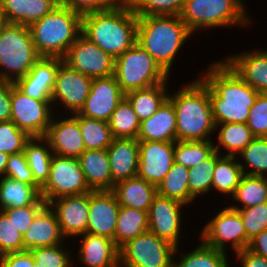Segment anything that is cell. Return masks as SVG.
<instances>
[{
	"instance_id": "43",
	"label": "cell",
	"mask_w": 267,
	"mask_h": 267,
	"mask_svg": "<svg viewBox=\"0 0 267 267\" xmlns=\"http://www.w3.org/2000/svg\"><path fill=\"white\" fill-rule=\"evenodd\" d=\"M221 155L222 154L215 151L209 158L202 161L197 166L189 168L188 187L190 196L194 200H197L200 196H204V194L206 195L212 192L213 172L216 161Z\"/></svg>"
},
{
	"instance_id": "3",
	"label": "cell",
	"mask_w": 267,
	"mask_h": 267,
	"mask_svg": "<svg viewBox=\"0 0 267 267\" xmlns=\"http://www.w3.org/2000/svg\"><path fill=\"white\" fill-rule=\"evenodd\" d=\"M176 113V141L213 140L215 123L212 116L208 85L198 76L170 94Z\"/></svg>"
},
{
	"instance_id": "38",
	"label": "cell",
	"mask_w": 267,
	"mask_h": 267,
	"mask_svg": "<svg viewBox=\"0 0 267 267\" xmlns=\"http://www.w3.org/2000/svg\"><path fill=\"white\" fill-rule=\"evenodd\" d=\"M227 253L200 241L194 250L181 253L182 257L174 260V267H230Z\"/></svg>"
},
{
	"instance_id": "44",
	"label": "cell",
	"mask_w": 267,
	"mask_h": 267,
	"mask_svg": "<svg viewBox=\"0 0 267 267\" xmlns=\"http://www.w3.org/2000/svg\"><path fill=\"white\" fill-rule=\"evenodd\" d=\"M128 2L137 16H180L185 0H129Z\"/></svg>"
},
{
	"instance_id": "59",
	"label": "cell",
	"mask_w": 267,
	"mask_h": 267,
	"mask_svg": "<svg viewBox=\"0 0 267 267\" xmlns=\"http://www.w3.org/2000/svg\"><path fill=\"white\" fill-rule=\"evenodd\" d=\"M32 267H39V264L35 262Z\"/></svg>"
},
{
	"instance_id": "10",
	"label": "cell",
	"mask_w": 267,
	"mask_h": 267,
	"mask_svg": "<svg viewBox=\"0 0 267 267\" xmlns=\"http://www.w3.org/2000/svg\"><path fill=\"white\" fill-rule=\"evenodd\" d=\"M91 191L78 158L53 154L48 181L40 190L41 197L47 204L54 199Z\"/></svg>"
},
{
	"instance_id": "27",
	"label": "cell",
	"mask_w": 267,
	"mask_h": 267,
	"mask_svg": "<svg viewBox=\"0 0 267 267\" xmlns=\"http://www.w3.org/2000/svg\"><path fill=\"white\" fill-rule=\"evenodd\" d=\"M7 23L30 26L57 5L58 0H0Z\"/></svg>"
},
{
	"instance_id": "45",
	"label": "cell",
	"mask_w": 267,
	"mask_h": 267,
	"mask_svg": "<svg viewBox=\"0 0 267 267\" xmlns=\"http://www.w3.org/2000/svg\"><path fill=\"white\" fill-rule=\"evenodd\" d=\"M64 243L30 250L39 267H73L72 250ZM68 249V250H67Z\"/></svg>"
},
{
	"instance_id": "14",
	"label": "cell",
	"mask_w": 267,
	"mask_h": 267,
	"mask_svg": "<svg viewBox=\"0 0 267 267\" xmlns=\"http://www.w3.org/2000/svg\"><path fill=\"white\" fill-rule=\"evenodd\" d=\"M91 84L92 78L71 69L63 62L57 70L52 92L53 109L56 105L65 108L63 110L69 112H64V116L78 113L90 93Z\"/></svg>"
},
{
	"instance_id": "54",
	"label": "cell",
	"mask_w": 267,
	"mask_h": 267,
	"mask_svg": "<svg viewBox=\"0 0 267 267\" xmlns=\"http://www.w3.org/2000/svg\"><path fill=\"white\" fill-rule=\"evenodd\" d=\"M12 83L0 80V122L11 121Z\"/></svg>"
},
{
	"instance_id": "4",
	"label": "cell",
	"mask_w": 267,
	"mask_h": 267,
	"mask_svg": "<svg viewBox=\"0 0 267 267\" xmlns=\"http://www.w3.org/2000/svg\"><path fill=\"white\" fill-rule=\"evenodd\" d=\"M192 34L177 15L137 16V43L169 77L176 56Z\"/></svg>"
},
{
	"instance_id": "36",
	"label": "cell",
	"mask_w": 267,
	"mask_h": 267,
	"mask_svg": "<svg viewBox=\"0 0 267 267\" xmlns=\"http://www.w3.org/2000/svg\"><path fill=\"white\" fill-rule=\"evenodd\" d=\"M188 174L189 168L174 162L164 179L156 187L157 194L186 206L190 205L194 199L189 192Z\"/></svg>"
},
{
	"instance_id": "2",
	"label": "cell",
	"mask_w": 267,
	"mask_h": 267,
	"mask_svg": "<svg viewBox=\"0 0 267 267\" xmlns=\"http://www.w3.org/2000/svg\"><path fill=\"white\" fill-rule=\"evenodd\" d=\"M82 34L113 58L137 42V15L129 2L82 17Z\"/></svg>"
},
{
	"instance_id": "58",
	"label": "cell",
	"mask_w": 267,
	"mask_h": 267,
	"mask_svg": "<svg viewBox=\"0 0 267 267\" xmlns=\"http://www.w3.org/2000/svg\"><path fill=\"white\" fill-rule=\"evenodd\" d=\"M6 24H7V21H6V18L4 16L3 10L1 9V5H0V35Z\"/></svg>"
},
{
	"instance_id": "23",
	"label": "cell",
	"mask_w": 267,
	"mask_h": 267,
	"mask_svg": "<svg viewBox=\"0 0 267 267\" xmlns=\"http://www.w3.org/2000/svg\"><path fill=\"white\" fill-rule=\"evenodd\" d=\"M77 258L87 267H120L119 248L114 240L89 233L79 235Z\"/></svg>"
},
{
	"instance_id": "11",
	"label": "cell",
	"mask_w": 267,
	"mask_h": 267,
	"mask_svg": "<svg viewBox=\"0 0 267 267\" xmlns=\"http://www.w3.org/2000/svg\"><path fill=\"white\" fill-rule=\"evenodd\" d=\"M202 241L217 250L227 252L231 247L237 253L248 247L249 239L239 213L229 206L224 207L212 219L206 222L199 234Z\"/></svg>"
},
{
	"instance_id": "30",
	"label": "cell",
	"mask_w": 267,
	"mask_h": 267,
	"mask_svg": "<svg viewBox=\"0 0 267 267\" xmlns=\"http://www.w3.org/2000/svg\"><path fill=\"white\" fill-rule=\"evenodd\" d=\"M40 186L28 185L8 176L0 178V210L31 204H47L41 197Z\"/></svg>"
},
{
	"instance_id": "35",
	"label": "cell",
	"mask_w": 267,
	"mask_h": 267,
	"mask_svg": "<svg viewBox=\"0 0 267 267\" xmlns=\"http://www.w3.org/2000/svg\"><path fill=\"white\" fill-rule=\"evenodd\" d=\"M148 231L147 212L120 206L114 242L120 249L128 241Z\"/></svg>"
},
{
	"instance_id": "7",
	"label": "cell",
	"mask_w": 267,
	"mask_h": 267,
	"mask_svg": "<svg viewBox=\"0 0 267 267\" xmlns=\"http://www.w3.org/2000/svg\"><path fill=\"white\" fill-rule=\"evenodd\" d=\"M41 58L28 26L7 23L0 35V80L15 82Z\"/></svg>"
},
{
	"instance_id": "18",
	"label": "cell",
	"mask_w": 267,
	"mask_h": 267,
	"mask_svg": "<svg viewBox=\"0 0 267 267\" xmlns=\"http://www.w3.org/2000/svg\"><path fill=\"white\" fill-rule=\"evenodd\" d=\"M55 112L44 138L49 142L53 154L78 158L84 151L83 137L78 125V113L57 120ZM61 118V119H60Z\"/></svg>"
},
{
	"instance_id": "21",
	"label": "cell",
	"mask_w": 267,
	"mask_h": 267,
	"mask_svg": "<svg viewBox=\"0 0 267 267\" xmlns=\"http://www.w3.org/2000/svg\"><path fill=\"white\" fill-rule=\"evenodd\" d=\"M62 63V58L41 57L14 85L28 97L39 101H52L57 70Z\"/></svg>"
},
{
	"instance_id": "1",
	"label": "cell",
	"mask_w": 267,
	"mask_h": 267,
	"mask_svg": "<svg viewBox=\"0 0 267 267\" xmlns=\"http://www.w3.org/2000/svg\"><path fill=\"white\" fill-rule=\"evenodd\" d=\"M199 76L208 85L215 124L247 123L258 92L223 60L213 61Z\"/></svg>"
},
{
	"instance_id": "50",
	"label": "cell",
	"mask_w": 267,
	"mask_h": 267,
	"mask_svg": "<svg viewBox=\"0 0 267 267\" xmlns=\"http://www.w3.org/2000/svg\"><path fill=\"white\" fill-rule=\"evenodd\" d=\"M120 0H58V5L84 16L114 8Z\"/></svg>"
},
{
	"instance_id": "31",
	"label": "cell",
	"mask_w": 267,
	"mask_h": 267,
	"mask_svg": "<svg viewBox=\"0 0 267 267\" xmlns=\"http://www.w3.org/2000/svg\"><path fill=\"white\" fill-rule=\"evenodd\" d=\"M168 80L148 88L130 91L125 98L132 105L140 122L150 118L168 98Z\"/></svg>"
},
{
	"instance_id": "39",
	"label": "cell",
	"mask_w": 267,
	"mask_h": 267,
	"mask_svg": "<svg viewBox=\"0 0 267 267\" xmlns=\"http://www.w3.org/2000/svg\"><path fill=\"white\" fill-rule=\"evenodd\" d=\"M85 150L107 149L115 139L108 122L78 114Z\"/></svg>"
},
{
	"instance_id": "51",
	"label": "cell",
	"mask_w": 267,
	"mask_h": 267,
	"mask_svg": "<svg viewBox=\"0 0 267 267\" xmlns=\"http://www.w3.org/2000/svg\"><path fill=\"white\" fill-rule=\"evenodd\" d=\"M47 204H31L24 207L18 208H5L2 211L12 220L16 229L19 233L24 235L29 229V226L35 219L36 215L46 206Z\"/></svg>"
},
{
	"instance_id": "49",
	"label": "cell",
	"mask_w": 267,
	"mask_h": 267,
	"mask_svg": "<svg viewBox=\"0 0 267 267\" xmlns=\"http://www.w3.org/2000/svg\"><path fill=\"white\" fill-rule=\"evenodd\" d=\"M247 126L255 137H267V94L259 93L247 120Z\"/></svg>"
},
{
	"instance_id": "28",
	"label": "cell",
	"mask_w": 267,
	"mask_h": 267,
	"mask_svg": "<svg viewBox=\"0 0 267 267\" xmlns=\"http://www.w3.org/2000/svg\"><path fill=\"white\" fill-rule=\"evenodd\" d=\"M78 160L92 191L112 190V174L107 149L85 150Z\"/></svg>"
},
{
	"instance_id": "42",
	"label": "cell",
	"mask_w": 267,
	"mask_h": 267,
	"mask_svg": "<svg viewBox=\"0 0 267 267\" xmlns=\"http://www.w3.org/2000/svg\"><path fill=\"white\" fill-rule=\"evenodd\" d=\"M214 143L212 140L175 141L174 162L193 168L215 152Z\"/></svg>"
},
{
	"instance_id": "12",
	"label": "cell",
	"mask_w": 267,
	"mask_h": 267,
	"mask_svg": "<svg viewBox=\"0 0 267 267\" xmlns=\"http://www.w3.org/2000/svg\"><path fill=\"white\" fill-rule=\"evenodd\" d=\"M11 121L30 137H44L54 110L52 101H39L23 94L12 83Z\"/></svg>"
},
{
	"instance_id": "46",
	"label": "cell",
	"mask_w": 267,
	"mask_h": 267,
	"mask_svg": "<svg viewBox=\"0 0 267 267\" xmlns=\"http://www.w3.org/2000/svg\"><path fill=\"white\" fill-rule=\"evenodd\" d=\"M31 138L12 121L0 122V152L9 155L21 153Z\"/></svg>"
},
{
	"instance_id": "33",
	"label": "cell",
	"mask_w": 267,
	"mask_h": 267,
	"mask_svg": "<svg viewBox=\"0 0 267 267\" xmlns=\"http://www.w3.org/2000/svg\"><path fill=\"white\" fill-rule=\"evenodd\" d=\"M23 152L34 181L42 188L48 181L53 157L49 142L44 137H32Z\"/></svg>"
},
{
	"instance_id": "47",
	"label": "cell",
	"mask_w": 267,
	"mask_h": 267,
	"mask_svg": "<svg viewBox=\"0 0 267 267\" xmlns=\"http://www.w3.org/2000/svg\"><path fill=\"white\" fill-rule=\"evenodd\" d=\"M25 250L23 235L16 229L12 220L0 210V256Z\"/></svg>"
},
{
	"instance_id": "40",
	"label": "cell",
	"mask_w": 267,
	"mask_h": 267,
	"mask_svg": "<svg viewBox=\"0 0 267 267\" xmlns=\"http://www.w3.org/2000/svg\"><path fill=\"white\" fill-rule=\"evenodd\" d=\"M114 138L137 139L140 130V120L129 101L124 98L108 121Z\"/></svg>"
},
{
	"instance_id": "52",
	"label": "cell",
	"mask_w": 267,
	"mask_h": 267,
	"mask_svg": "<svg viewBox=\"0 0 267 267\" xmlns=\"http://www.w3.org/2000/svg\"><path fill=\"white\" fill-rule=\"evenodd\" d=\"M5 176L24 182L28 185L39 186L28 166L24 152L9 155Z\"/></svg>"
},
{
	"instance_id": "53",
	"label": "cell",
	"mask_w": 267,
	"mask_h": 267,
	"mask_svg": "<svg viewBox=\"0 0 267 267\" xmlns=\"http://www.w3.org/2000/svg\"><path fill=\"white\" fill-rule=\"evenodd\" d=\"M34 263V257L28 250L0 256V267H32Z\"/></svg>"
},
{
	"instance_id": "41",
	"label": "cell",
	"mask_w": 267,
	"mask_h": 267,
	"mask_svg": "<svg viewBox=\"0 0 267 267\" xmlns=\"http://www.w3.org/2000/svg\"><path fill=\"white\" fill-rule=\"evenodd\" d=\"M239 156L245 175L267 177V137H255Z\"/></svg>"
},
{
	"instance_id": "22",
	"label": "cell",
	"mask_w": 267,
	"mask_h": 267,
	"mask_svg": "<svg viewBox=\"0 0 267 267\" xmlns=\"http://www.w3.org/2000/svg\"><path fill=\"white\" fill-rule=\"evenodd\" d=\"M223 60L258 93L267 94V50L231 54Z\"/></svg>"
},
{
	"instance_id": "32",
	"label": "cell",
	"mask_w": 267,
	"mask_h": 267,
	"mask_svg": "<svg viewBox=\"0 0 267 267\" xmlns=\"http://www.w3.org/2000/svg\"><path fill=\"white\" fill-rule=\"evenodd\" d=\"M216 131H218V144H214L215 151L221 154V149L227 150L228 153L222 154L225 156L237 157L255 138L246 123L215 124Z\"/></svg>"
},
{
	"instance_id": "16",
	"label": "cell",
	"mask_w": 267,
	"mask_h": 267,
	"mask_svg": "<svg viewBox=\"0 0 267 267\" xmlns=\"http://www.w3.org/2000/svg\"><path fill=\"white\" fill-rule=\"evenodd\" d=\"M125 98L114 75L92 79L90 93L79 115L108 122L117 105Z\"/></svg>"
},
{
	"instance_id": "57",
	"label": "cell",
	"mask_w": 267,
	"mask_h": 267,
	"mask_svg": "<svg viewBox=\"0 0 267 267\" xmlns=\"http://www.w3.org/2000/svg\"><path fill=\"white\" fill-rule=\"evenodd\" d=\"M9 154L0 152V178L5 176Z\"/></svg>"
},
{
	"instance_id": "6",
	"label": "cell",
	"mask_w": 267,
	"mask_h": 267,
	"mask_svg": "<svg viewBox=\"0 0 267 267\" xmlns=\"http://www.w3.org/2000/svg\"><path fill=\"white\" fill-rule=\"evenodd\" d=\"M243 1L185 0L180 17L193 34L210 28H247L253 19L248 15Z\"/></svg>"
},
{
	"instance_id": "55",
	"label": "cell",
	"mask_w": 267,
	"mask_h": 267,
	"mask_svg": "<svg viewBox=\"0 0 267 267\" xmlns=\"http://www.w3.org/2000/svg\"><path fill=\"white\" fill-rule=\"evenodd\" d=\"M241 267H267V259L257 255L247 248L235 253Z\"/></svg>"
},
{
	"instance_id": "26",
	"label": "cell",
	"mask_w": 267,
	"mask_h": 267,
	"mask_svg": "<svg viewBox=\"0 0 267 267\" xmlns=\"http://www.w3.org/2000/svg\"><path fill=\"white\" fill-rule=\"evenodd\" d=\"M176 113L172 102L167 98L150 118L140 122L138 141H176Z\"/></svg>"
},
{
	"instance_id": "17",
	"label": "cell",
	"mask_w": 267,
	"mask_h": 267,
	"mask_svg": "<svg viewBox=\"0 0 267 267\" xmlns=\"http://www.w3.org/2000/svg\"><path fill=\"white\" fill-rule=\"evenodd\" d=\"M175 142L139 141L137 176L158 186L174 163Z\"/></svg>"
},
{
	"instance_id": "9",
	"label": "cell",
	"mask_w": 267,
	"mask_h": 267,
	"mask_svg": "<svg viewBox=\"0 0 267 267\" xmlns=\"http://www.w3.org/2000/svg\"><path fill=\"white\" fill-rule=\"evenodd\" d=\"M179 250L169 241L147 231L119 249L120 267H174V257Z\"/></svg>"
},
{
	"instance_id": "34",
	"label": "cell",
	"mask_w": 267,
	"mask_h": 267,
	"mask_svg": "<svg viewBox=\"0 0 267 267\" xmlns=\"http://www.w3.org/2000/svg\"><path fill=\"white\" fill-rule=\"evenodd\" d=\"M238 160L234 156L221 155L216 161L212 179V191L215 189L223 196L225 194L226 199L234 195L244 175L239 164L240 160Z\"/></svg>"
},
{
	"instance_id": "20",
	"label": "cell",
	"mask_w": 267,
	"mask_h": 267,
	"mask_svg": "<svg viewBox=\"0 0 267 267\" xmlns=\"http://www.w3.org/2000/svg\"><path fill=\"white\" fill-rule=\"evenodd\" d=\"M120 204L112 190L89 192L87 233L114 240Z\"/></svg>"
},
{
	"instance_id": "13",
	"label": "cell",
	"mask_w": 267,
	"mask_h": 267,
	"mask_svg": "<svg viewBox=\"0 0 267 267\" xmlns=\"http://www.w3.org/2000/svg\"><path fill=\"white\" fill-rule=\"evenodd\" d=\"M71 69L90 78L114 75L115 58L81 34L62 58Z\"/></svg>"
},
{
	"instance_id": "19",
	"label": "cell",
	"mask_w": 267,
	"mask_h": 267,
	"mask_svg": "<svg viewBox=\"0 0 267 267\" xmlns=\"http://www.w3.org/2000/svg\"><path fill=\"white\" fill-rule=\"evenodd\" d=\"M48 205L55 212L61 233L66 240H74L87 232L89 193L54 199Z\"/></svg>"
},
{
	"instance_id": "5",
	"label": "cell",
	"mask_w": 267,
	"mask_h": 267,
	"mask_svg": "<svg viewBox=\"0 0 267 267\" xmlns=\"http://www.w3.org/2000/svg\"><path fill=\"white\" fill-rule=\"evenodd\" d=\"M32 41L41 57L63 58L82 34V16L57 5L29 26Z\"/></svg>"
},
{
	"instance_id": "15",
	"label": "cell",
	"mask_w": 267,
	"mask_h": 267,
	"mask_svg": "<svg viewBox=\"0 0 267 267\" xmlns=\"http://www.w3.org/2000/svg\"><path fill=\"white\" fill-rule=\"evenodd\" d=\"M186 205L160 195L153 198L147 212L148 231L179 247L182 238V212ZM182 222V223H181Z\"/></svg>"
},
{
	"instance_id": "56",
	"label": "cell",
	"mask_w": 267,
	"mask_h": 267,
	"mask_svg": "<svg viewBox=\"0 0 267 267\" xmlns=\"http://www.w3.org/2000/svg\"><path fill=\"white\" fill-rule=\"evenodd\" d=\"M247 249L267 259V229L251 238Z\"/></svg>"
},
{
	"instance_id": "48",
	"label": "cell",
	"mask_w": 267,
	"mask_h": 267,
	"mask_svg": "<svg viewBox=\"0 0 267 267\" xmlns=\"http://www.w3.org/2000/svg\"><path fill=\"white\" fill-rule=\"evenodd\" d=\"M234 210L239 213L249 240L267 229V202Z\"/></svg>"
},
{
	"instance_id": "37",
	"label": "cell",
	"mask_w": 267,
	"mask_h": 267,
	"mask_svg": "<svg viewBox=\"0 0 267 267\" xmlns=\"http://www.w3.org/2000/svg\"><path fill=\"white\" fill-rule=\"evenodd\" d=\"M231 199L240 204H230L231 209L252 207L267 202V177L244 174Z\"/></svg>"
},
{
	"instance_id": "25",
	"label": "cell",
	"mask_w": 267,
	"mask_h": 267,
	"mask_svg": "<svg viewBox=\"0 0 267 267\" xmlns=\"http://www.w3.org/2000/svg\"><path fill=\"white\" fill-rule=\"evenodd\" d=\"M68 241L62 235L55 212L47 204L35 217L23 235L24 248L28 251L62 244Z\"/></svg>"
},
{
	"instance_id": "8",
	"label": "cell",
	"mask_w": 267,
	"mask_h": 267,
	"mask_svg": "<svg viewBox=\"0 0 267 267\" xmlns=\"http://www.w3.org/2000/svg\"><path fill=\"white\" fill-rule=\"evenodd\" d=\"M114 76L124 94L161 84L169 79L152 56L137 42L115 58Z\"/></svg>"
},
{
	"instance_id": "29",
	"label": "cell",
	"mask_w": 267,
	"mask_h": 267,
	"mask_svg": "<svg viewBox=\"0 0 267 267\" xmlns=\"http://www.w3.org/2000/svg\"><path fill=\"white\" fill-rule=\"evenodd\" d=\"M120 206L148 212L153 198L157 195L156 186L138 176L116 183L112 189Z\"/></svg>"
},
{
	"instance_id": "24",
	"label": "cell",
	"mask_w": 267,
	"mask_h": 267,
	"mask_svg": "<svg viewBox=\"0 0 267 267\" xmlns=\"http://www.w3.org/2000/svg\"><path fill=\"white\" fill-rule=\"evenodd\" d=\"M112 189L120 181L136 177L139 165V141L115 138L107 148Z\"/></svg>"
}]
</instances>
